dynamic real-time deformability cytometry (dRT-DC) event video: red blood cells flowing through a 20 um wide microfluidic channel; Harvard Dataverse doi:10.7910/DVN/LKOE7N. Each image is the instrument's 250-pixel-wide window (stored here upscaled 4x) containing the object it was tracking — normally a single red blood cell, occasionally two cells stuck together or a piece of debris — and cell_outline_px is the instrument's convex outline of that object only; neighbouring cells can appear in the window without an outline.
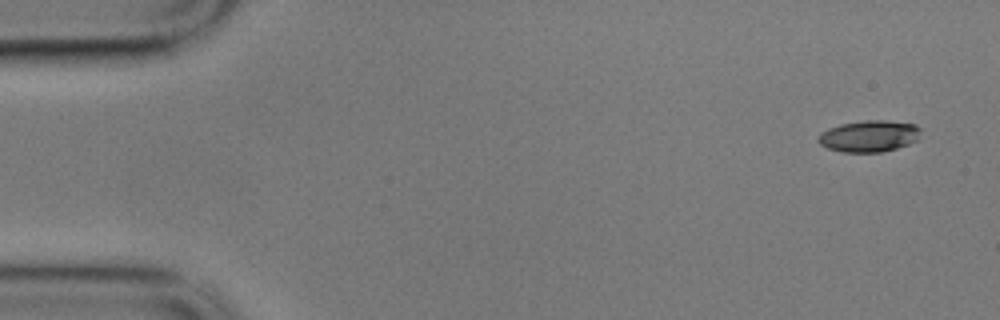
{"species": "common noctule bat (a hibernating species)", "species_latin": "Nyctalus noctula", "temperature_condition": "cold", "stored_images_in_passage": 3, "camera_frame_rate_fps": 3000, "um_per_image_px": 0.085, "animal": {"sex": "male", "body_mass_g": 17.9}, "frame": {"image": 1, "passage_image": 1, "time_ms": 0.0, "image_size_px": [1000, 320], "cell_outline_px": [[920, 128], [916, 140], [908, 144], [896, 148], [880, 152], [844, 152], [828, 148], [820, 144], [816, 140], [820, 132], [828, 128], [840, 124], [864, 120], [888, 120], [916, 124]], "centroid_in_image_um": [73.84, 11.56], "position_along_channel_um": 11.2, "area_um2": 18.84}}